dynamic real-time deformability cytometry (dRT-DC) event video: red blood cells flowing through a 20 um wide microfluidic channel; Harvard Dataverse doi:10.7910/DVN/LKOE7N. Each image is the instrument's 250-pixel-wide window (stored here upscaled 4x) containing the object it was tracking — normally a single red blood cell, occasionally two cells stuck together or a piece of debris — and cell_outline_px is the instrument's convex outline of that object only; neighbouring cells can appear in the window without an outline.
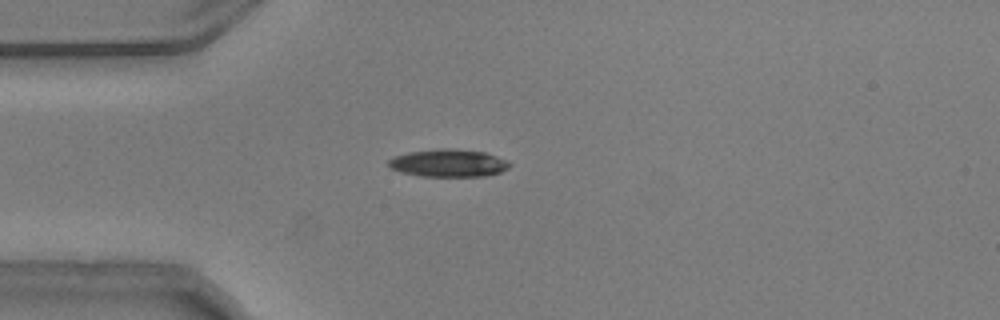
{"species": "common noctule bat (a hibernating species)", "species_latin": "Nyctalus noctula", "temperature_condition": "warm", "stored_images_in_passage": 45, "camera_frame_rate_fps": 3000, "um_per_image_px": 0.085, "animal": {"sex": "male", "body_mass_g": 20.5, "forearm_length_mm": 52.5}, "frame": {"image": 1, "passage_image": 5, "time_ms": 1.333, "image_size_px": [1000, 320], "cell_outline_px": [[512, 164], [508, 168], [500, 172], [484, 176], [420, 176], [400, 172], [388, 168], [388, 160], [392, 156], [408, 152], [440, 148], [456, 148], [484, 152], [496, 156]], "centroid_in_image_um": [38.06, 13.85], "position_along_channel_um": 46.9, "area_um2": 19.65}}
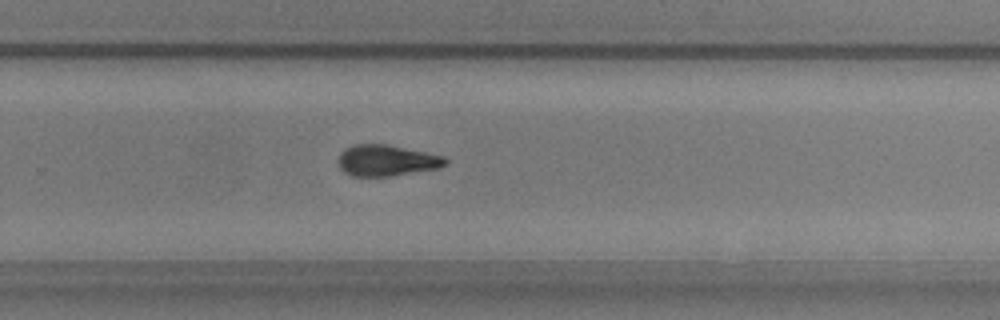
{"frame": {"image": 2, "passage_image": 26, "time_ms": 8.333, "image_size_px": [1000, 320], "cell_outline_px": [[448, 164], [440, 168], [392, 176], [352, 176], [344, 172], [340, 168], [340, 152], [344, 148], [356, 144], [384, 144], [444, 156], [448, 160]], "centroid_in_image_um": [32.88, 13.65], "position_along_channel_um": 296.9, "area_um2": 19.36}}
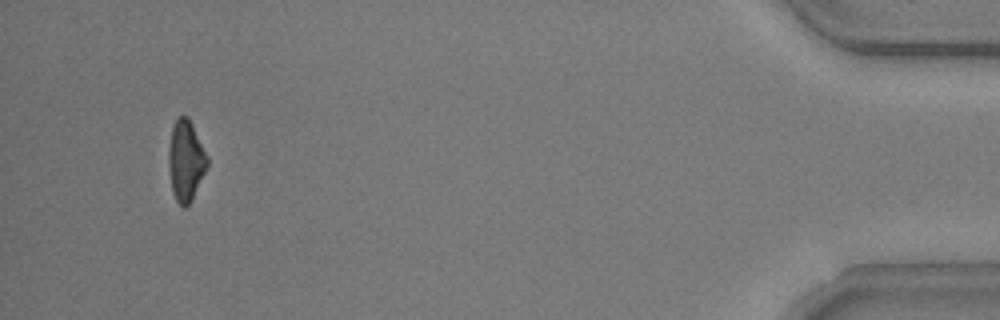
{"frame": {"image": 3, "passage_image": 42, "time_ms": 13.667, "image_size_px": [1000, 320], "cell_outline_px": [[208, 164], [192, 200], [184, 208], [176, 200], [172, 192], [168, 168], [168, 148], [172, 128], [176, 120], [180, 116], [188, 116], [208, 156]], "centroid_in_image_um": [15.78, 13.66], "position_along_channel_um": 419.4, "area_um2": 18.15}, "authors_computed_cell_mechanics": {"area_um2": 19.363, "velocity_mm_per_s": 3.7537, "shape_relaxation_time_tau1_ms": 2.7093, "shape_relaxation_time_tau2_ms": 5.0564, "deformation_change_tau1": 0.1382, "deformation_change_tau2": 0.1403}}